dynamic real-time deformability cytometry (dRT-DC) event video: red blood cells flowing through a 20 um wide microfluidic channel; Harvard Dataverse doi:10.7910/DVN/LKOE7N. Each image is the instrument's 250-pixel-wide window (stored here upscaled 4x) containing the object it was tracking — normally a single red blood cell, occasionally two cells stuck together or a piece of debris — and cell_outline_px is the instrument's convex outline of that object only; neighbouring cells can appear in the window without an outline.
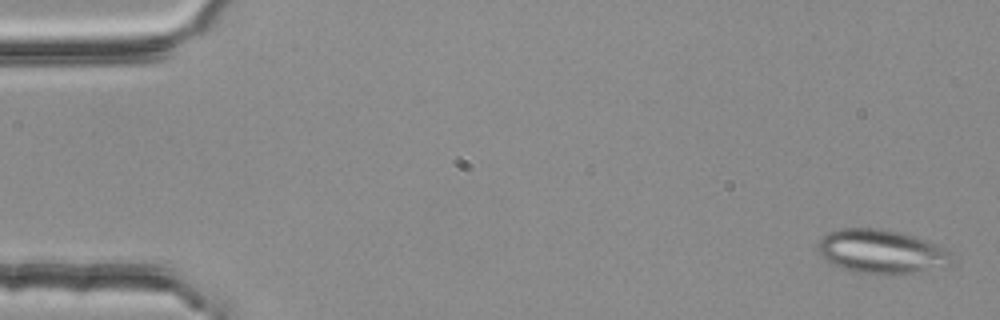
{"species": "common noctule bat (a hibernating species)", "species_latin": "Nyctalus noctula", "temperature_condition": "room temperature", "stored_images_in_passage": 5, "camera_frame_rate_fps": 3000, "um_per_image_px": 0.085, "animal": {"sex": "female", "body_mass_g": 25.1}, "frame": {"image": 1, "passage_image": 1, "time_ms": 0.0, "image_size_px": [1000, 320], "cell_outline_px": [[952, 252], [948, 264], [896, 276], [852, 272], [840, 268], [824, 260], [820, 256], [820, 240], [824, 236], [840, 228], [884, 228], [916, 236], [928, 240], [948, 248]], "centroid_in_image_um": [74.92, 21.39], "position_along_channel_um": 10.1, "area_um2": 34.45}}